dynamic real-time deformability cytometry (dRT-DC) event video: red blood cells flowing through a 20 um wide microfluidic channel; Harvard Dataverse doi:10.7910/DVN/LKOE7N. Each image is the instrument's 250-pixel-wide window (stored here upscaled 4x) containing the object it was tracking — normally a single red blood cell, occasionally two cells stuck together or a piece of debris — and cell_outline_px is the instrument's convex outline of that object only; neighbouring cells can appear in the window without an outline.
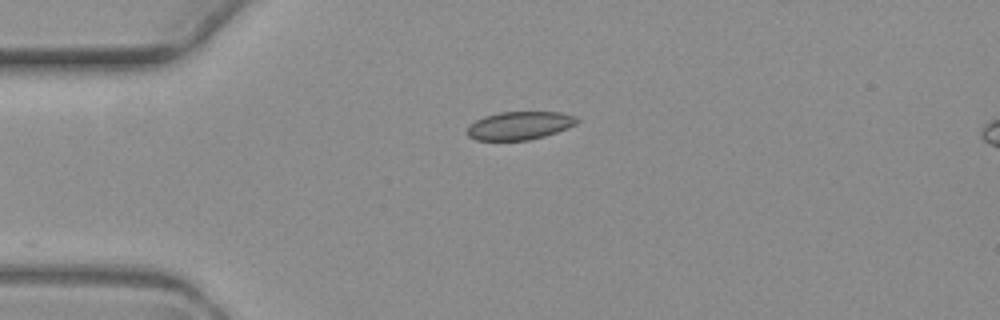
{"species": "common noctule bat (a hibernating species)", "species_latin": "Nyctalus noctula", "temperature_condition": "warm", "stored_images_in_passage": 3, "camera_frame_rate_fps": 3000, "um_per_image_px": 0.085, "animal": {"sex": "female", "body_mass_g": 19.3, "forearm_length_mm": 54.1}, "frame": {"image": 1, "passage_image": 1, "time_ms": 0.0, "image_size_px": [1000, 320], "cell_outline_px": [[580, 120], [576, 124], [556, 132], [544, 136], [528, 140], [476, 140], [468, 136], [468, 128], [476, 120], [484, 116], [500, 112], [560, 112], [576, 116]], "centroid_in_image_um": [44.19, 10.67], "position_along_channel_um": 40.8, "area_um2": 17.86}}
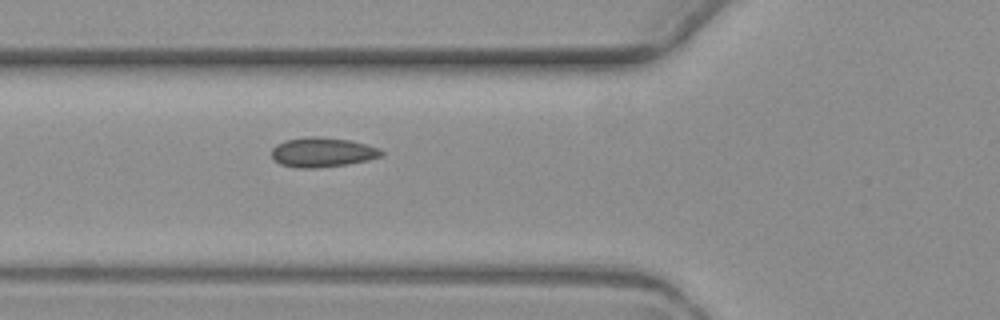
{"frame": {"image": 2, "passage_image": 3, "time_ms": 2.333, "image_size_px": [1000, 320], "cell_outline_px": [[384, 152], [380, 156], [368, 160], [348, 164], [312, 168], [296, 168], [280, 164], [272, 156], [272, 148], [276, 144], [284, 140], [308, 136], [320, 136], [352, 140], [380, 148]], "centroid_in_image_um": [27.4, 12.93], "position_along_channel_um": 98.4, "area_um2": 19.07}}